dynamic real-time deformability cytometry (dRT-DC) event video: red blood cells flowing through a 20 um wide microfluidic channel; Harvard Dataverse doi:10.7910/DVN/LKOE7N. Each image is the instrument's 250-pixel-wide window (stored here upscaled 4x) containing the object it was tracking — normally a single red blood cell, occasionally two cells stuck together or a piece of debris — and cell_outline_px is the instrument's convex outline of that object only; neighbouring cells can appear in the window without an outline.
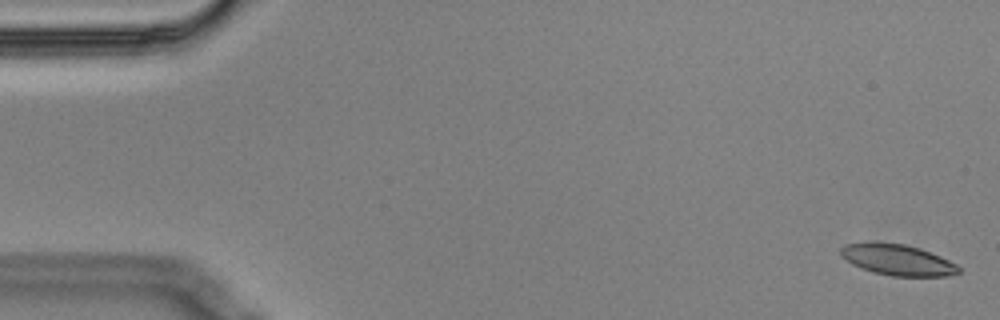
{"species": "Egyptian fruit bat (a non-hibernating species)", "species_latin": "Rousettus aegyptiacus", "temperature_condition": "cold", "stored_images_in_passage": 9, "camera_frame_rate_fps": 3000, "um_per_image_px": 0.085, "animal": {"sex": "male"}, "frame": {"image": 1, "passage_image": 1, "time_ms": 0.0, "image_size_px": [1000, 320], "cell_outline_px": [[960, 272], [948, 276], [892, 276], [872, 272], [860, 268], [852, 264], [840, 252], [840, 248], [844, 244], [868, 240], [872, 240], [904, 244], [920, 248], [940, 256], [956, 264], [960, 268]], "centroid_in_image_um": [76.25, 22.06], "position_along_channel_um": 8.7, "area_um2": 21.62}}
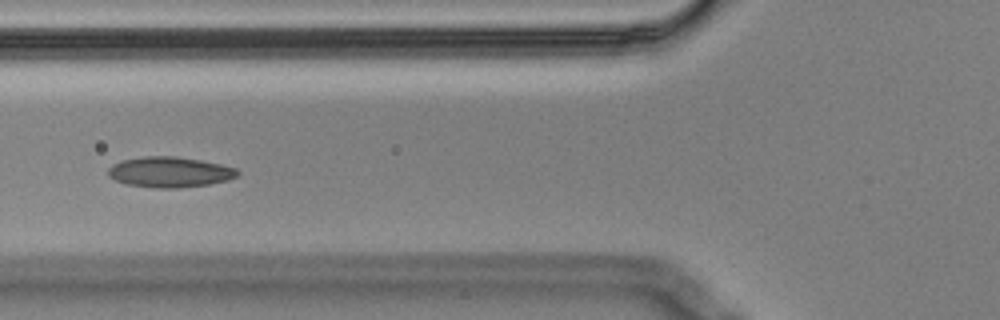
{"frame": {"image": 2, "passage_image": 7, "time_ms": 2.0, "image_size_px": [1000, 320], "cell_outline_px": [[240, 172], [236, 176], [228, 180], [208, 184], [176, 188], [156, 188], [128, 184], [116, 180], [108, 176], [108, 168], [112, 164], [120, 160], [144, 156], [176, 156], [200, 160], [220, 164], [236, 168]], "centroid_in_image_um": [14.41, 14.61], "position_along_channel_um": 111.4, "area_um2": 22.95}}
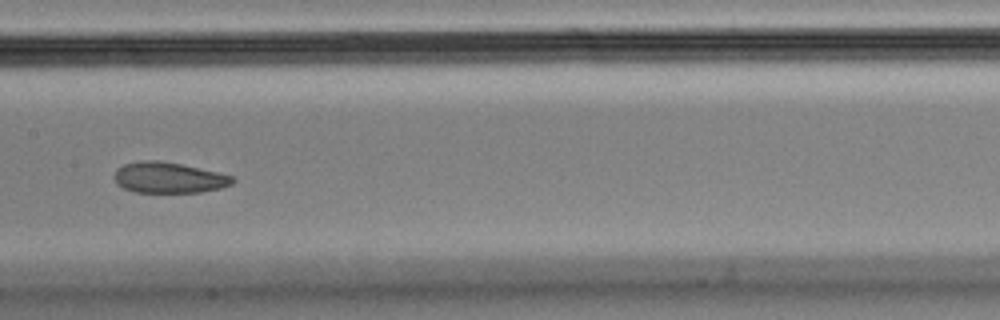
{"frame": {"image": 3, "passage_image": 9, "time_ms": 2.667, "image_size_px": [1000, 320], "cell_outline_px": [[236, 180], [232, 184], [220, 188], [200, 192], [132, 192], [116, 184], [116, 168], [124, 164], [140, 160], [160, 160], [180, 164], [216, 172], [232, 176]], "centroid_in_image_um": [14.32, 15.1], "position_along_channel_um": 193.1, "area_um2": 21.1}}